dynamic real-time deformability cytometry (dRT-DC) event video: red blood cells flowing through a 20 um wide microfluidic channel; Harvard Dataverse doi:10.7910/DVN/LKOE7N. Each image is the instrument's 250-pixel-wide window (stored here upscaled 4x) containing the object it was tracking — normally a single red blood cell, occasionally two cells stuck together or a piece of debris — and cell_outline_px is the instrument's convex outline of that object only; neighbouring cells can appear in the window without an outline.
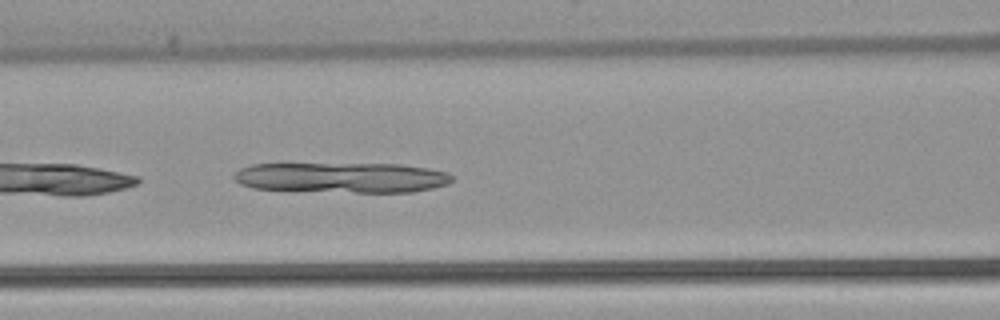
{"species": "common noctule bat (a hibernating species)", "species_latin": "Nyctalus noctula", "temperature_condition": "warm", "stored_images_in_passage": 34, "camera_frame_rate_fps": 3000, "um_per_image_px": 0.085, "animal": {"sex": "female", "body_mass_g": 22.7, "forearm_length_mm": 54.2}, "frame": {"image": 1, "passage_image": 6, "time_ms": 1.667, "image_size_px": [1000, 320], "cell_outline_px": [[452, 180], [448, 184], [432, 188], [412, 192], [356, 192], [252, 188], [240, 184], [232, 176], [240, 168], [252, 164], [400, 164], [428, 168], [448, 172], [452, 176]], "centroid_in_image_um": [29.08, 15.09], "position_along_channel_um": 137.5, "area_um2": 38.32}}